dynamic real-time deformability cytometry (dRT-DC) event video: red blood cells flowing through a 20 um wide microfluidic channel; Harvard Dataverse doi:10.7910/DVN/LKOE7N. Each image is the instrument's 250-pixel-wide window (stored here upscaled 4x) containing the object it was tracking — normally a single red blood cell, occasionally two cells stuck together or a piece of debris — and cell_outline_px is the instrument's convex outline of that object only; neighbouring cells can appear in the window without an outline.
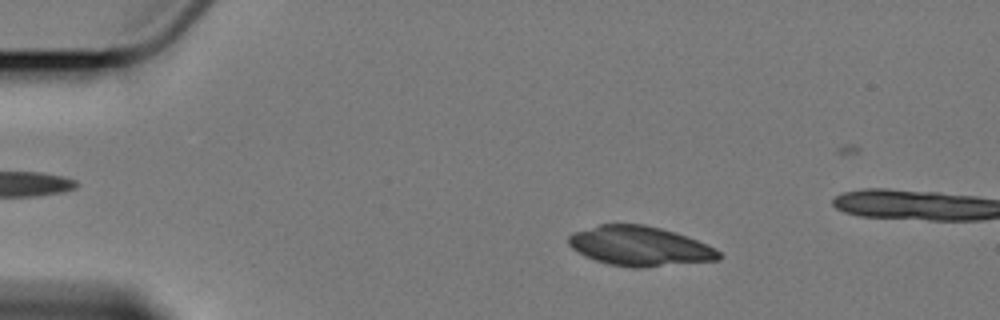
{"species": "Egyptian fruit bat (a non-hibernating species)", "species_latin": "Rousettus aegyptiacus", "temperature_condition": "cold", "stored_images_in_passage": 5, "camera_frame_rate_fps": 3000, "um_per_image_px": 0.085, "animal": {"sex": "female"}, "frame": {"image": 1, "passage_image": 2, "time_ms": 1.333, "image_size_px": [1000, 320], "cell_outline_px": [[720, 260], [644, 268], [632, 268], [608, 264], [584, 256], [572, 248], [568, 244], [568, 236], [572, 232], [600, 224], [644, 224], [660, 228], [688, 236], [716, 248], [720, 252]], "centroid_in_image_um": [54.38, 20.93], "position_along_channel_um": 30.6, "area_um2": 35.03}}